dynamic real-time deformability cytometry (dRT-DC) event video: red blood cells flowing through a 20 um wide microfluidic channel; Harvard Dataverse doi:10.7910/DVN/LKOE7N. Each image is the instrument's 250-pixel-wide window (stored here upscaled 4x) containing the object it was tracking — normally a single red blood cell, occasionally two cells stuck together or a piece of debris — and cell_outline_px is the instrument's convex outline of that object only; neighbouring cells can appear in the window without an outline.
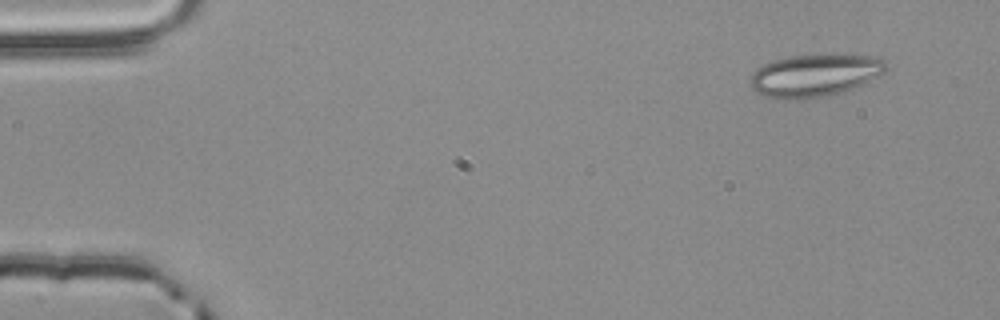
{"species": "common noctule bat (a hibernating species)", "species_latin": "Nyctalus noctula", "temperature_condition": "room temperature", "stored_images_in_passage": 3, "camera_frame_rate_fps": 3000, "um_per_image_px": 0.085, "animal": {"sex": "male", "body_mass_g": 20.4}, "frame": {"image": 1, "passage_image": 1, "time_ms": 0.0, "image_size_px": [1000, 320], "cell_outline_px": [[888, 68], [884, 72], [852, 88], [840, 92], [824, 96], [800, 100], [796, 100], [760, 96], [748, 84], [748, 76], [756, 68], [772, 60], [788, 56], [880, 56], [888, 60]], "centroid_in_image_um": [69.18, 6.42], "position_along_channel_um": 15.8, "area_um2": 33.52}}